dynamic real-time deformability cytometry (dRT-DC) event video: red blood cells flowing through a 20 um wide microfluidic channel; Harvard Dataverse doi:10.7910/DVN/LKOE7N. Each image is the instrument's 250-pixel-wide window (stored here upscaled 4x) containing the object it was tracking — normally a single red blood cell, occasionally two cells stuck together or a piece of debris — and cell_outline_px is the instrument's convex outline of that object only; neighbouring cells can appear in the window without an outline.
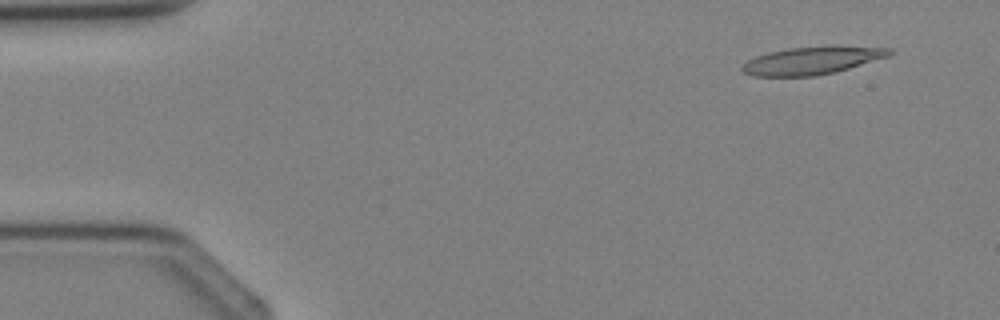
{"species": "Egyptian fruit bat (a non-hibernating species)", "species_latin": "Rousettus aegyptiacus", "temperature_condition": "cold", "stored_images_in_passage": 4, "segment_of_instrument_passage": [2, 2], "camera_frame_rate_fps": 3000, "um_per_image_px": 0.085, "animal": {"sex": "female"}, "frame": {"image": 1, "passage_image": 4, "time_ms": 3.667, "image_size_px": [1000, 320], "cell_outline_px": [[896, 52], [888, 56], [836, 72], [816, 76], [752, 76], [744, 72], [740, 68], [748, 60], [756, 56], [768, 52], [788, 48], [832, 44], [892, 48]], "centroid_in_image_um": [69.09, 5.11], "position_along_channel_um": 15.9, "area_um2": 24.33}}